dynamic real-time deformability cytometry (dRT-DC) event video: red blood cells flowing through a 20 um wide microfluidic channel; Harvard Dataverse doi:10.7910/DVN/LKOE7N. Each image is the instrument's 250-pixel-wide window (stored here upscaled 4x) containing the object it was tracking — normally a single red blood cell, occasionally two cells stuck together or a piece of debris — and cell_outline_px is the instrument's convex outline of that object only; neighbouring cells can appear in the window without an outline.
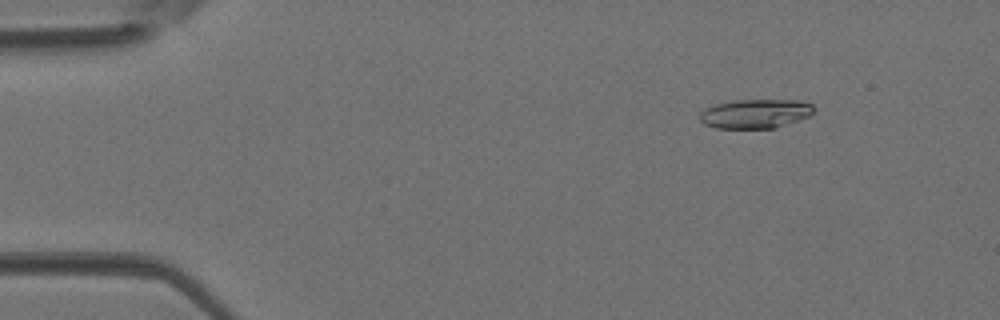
{"species": "Egyptian fruit bat (a non-hibernating species)", "species_latin": "Rousettus aegyptiacus", "temperature_condition": "room temperature", "stored_images_in_passage": 44, "camera_frame_rate_fps": 3000, "um_per_image_px": 0.085, "animal": {"sex": "female"}, "frame": {"image": 1, "passage_image": 6, "time_ms": 1.667, "image_size_px": [1000, 320], "cell_outline_px": [[816, 108], [808, 116], [776, 128], [716, 128], [704, 124], [700, 120], [700, 112], [704, 108], [716, 104], [736, 100], [800, 100], [812, 104]], "centroid_in_image_um": [64.2, 9.66], "position_along_channel_um": 20.8, "area_um2": 19.36}}
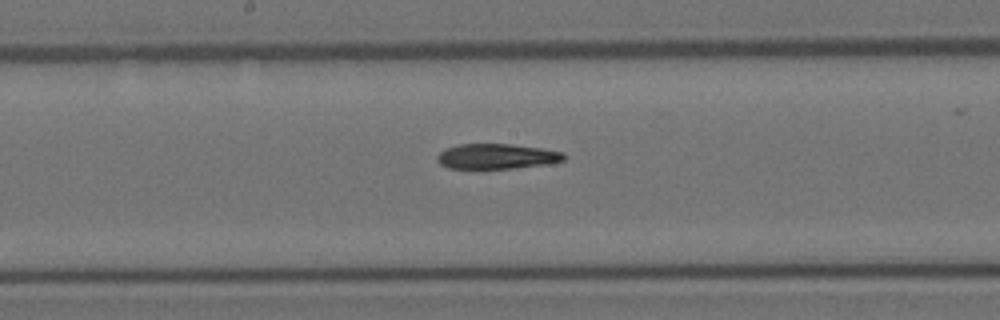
{"frame": {"image": 2, "passage_image": 23, "time_ms": 7.333, "image_size_px": [1000, 320], "cell_outline_px": [[564, 160], [548, 164], [516, 168], [448, 168], [440, 164], [436, 160], [436, 156], [440, 152], [448, 148], [460, 144], [512, 144], [540, 148], [564, 152]], "centroid_in_image_um": [42.22, 13.29], "position_along_channel_um": 206.0, "area_um2": 18.5}}
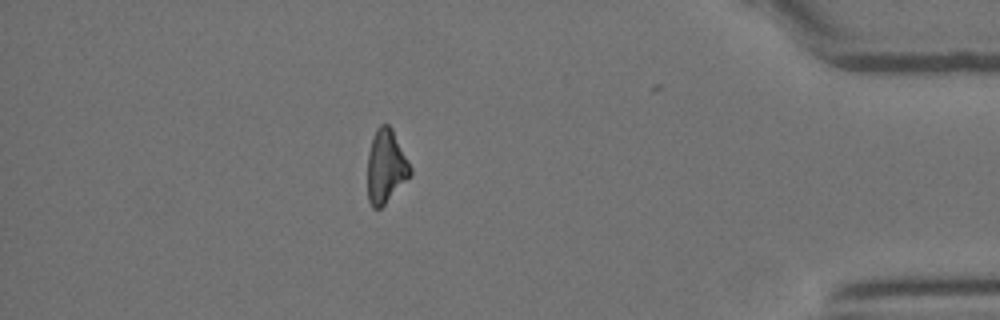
{"frame": {"image": 3, "passage_image": 38, "time_ms": 12.333, "image_size_px": [1000, 320], "cell_outline_px": [[412, 172], [384, 204], [380, 208], [372, 208], [368, 200], [368, 152], [372, 136], [376, 128], [380, 124], [388, 124], [392, 128], [412, 168]], "centroid_in_image_um": [32.78, 14.1], "position_along_channel_um": 402.4, "area_um2": 18.09}}